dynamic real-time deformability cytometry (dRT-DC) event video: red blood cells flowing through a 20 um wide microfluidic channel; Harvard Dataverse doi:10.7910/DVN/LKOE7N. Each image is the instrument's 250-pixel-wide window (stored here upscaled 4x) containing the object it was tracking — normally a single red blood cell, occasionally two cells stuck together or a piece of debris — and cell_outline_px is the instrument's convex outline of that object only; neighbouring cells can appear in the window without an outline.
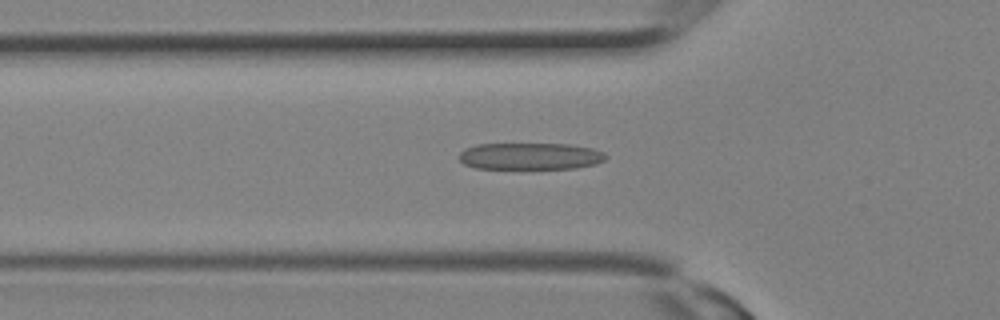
{"species": "Egyptian fruit bat (a non-hibernating species)", "species_latin": "Rousettus aegyptiacus", "temperature_condition": "room temperature", "stored_images_in_passage": 21, "camera_frame_rate_fps": 3000, "um_per_image_px": 0.085, "animal": {"sex": "female"}, "frame": {"image": 1, "passage_image": 10, "time_ms": 3.0, "image_size_px": [1000, 320], "cell_outline_px": [[608, 156], [604, 160], [596, 164], [576, 168], [476, 168], [464, 164], [460, 160], [460, 152], [464, 148], [476, 144], [568, 144], [592, 148], [604, 152]], "centroid_in_image_um": [45.08, 13.27], "position_along_channel_um": 80.7, "area_um2": 22.89}}
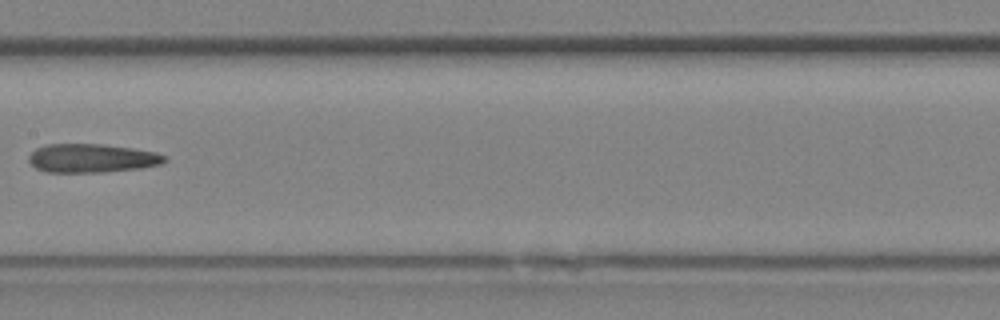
{"frame": {"image": 2, "passage_image": 15, "time_ms": 4.667, "image_size_px": [1000, 320], "cell_outline_px": [[168, 160], [160, 164], [140, 168], [104, 172], [48, 172], [36, 168], [28, 160], [28, 156], [36, 148], [44, 144], [104, 144], [132, 148], [156, 152], [164, 156]], "centroid_in_image_um": [7.79, 13.44], "position_along_channel_um": 199.6, "area_um2": 22.72}}
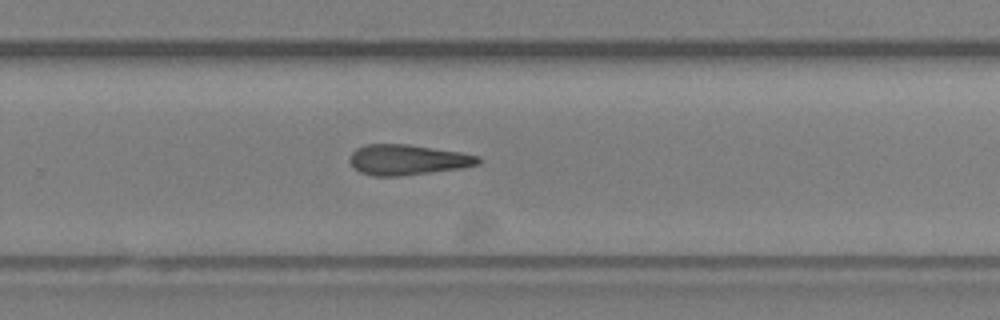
{"frame": {"image": 3, "passage_image": 19, "time_ms": 6.0, "image_size_px": [1000, 320], "cell_outline_px": [[484, 160], [480, 164], [464, 168], [400, 176], [372, 176], [360, 172], [348, 160], [352, 152], [356, 148], [364, 144], [408, 144], [460, 152], [480, 156]], "centroid_in_image_um": [34.68, 13.58], "position_along_channel_um": 295.1, "area_um2": 23.0}}